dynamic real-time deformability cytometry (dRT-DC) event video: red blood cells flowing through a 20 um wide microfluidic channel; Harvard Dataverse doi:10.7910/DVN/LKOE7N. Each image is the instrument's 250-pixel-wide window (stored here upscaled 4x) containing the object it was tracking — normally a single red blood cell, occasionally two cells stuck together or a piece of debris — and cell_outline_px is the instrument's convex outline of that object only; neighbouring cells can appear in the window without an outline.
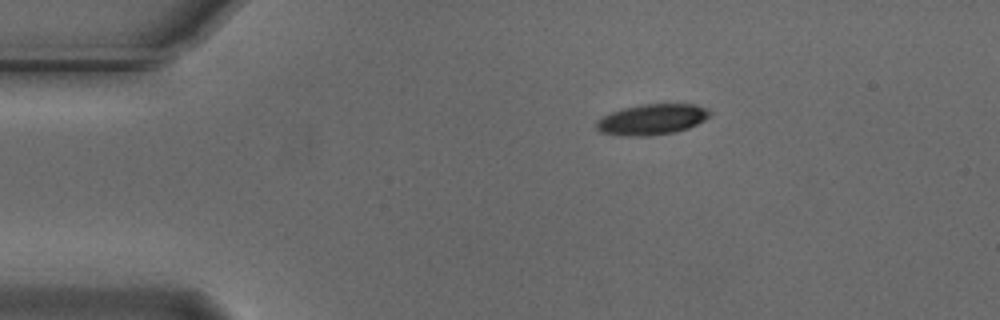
{"species": "Egyptian fruit bat (a non-hibernating species)", "species_latin": "Rousettus aegyptiacus", "temperature_condition": "cold", "stored_images_in_passage": 46, "camera_frame_rate_fps": 3000, "um_per_image_px": 0.085, "animal": {"sex": "male"}, "frame": {"image": 1, "passage_image": 1, "time_ms": 0.0, "image_size_px": [1000, 320], "cell_outline_px": [[712, 116], [688, 128], [676, 132], [648, 136], [620, 136], [600, 132], [596, 128], [596, 120], [612, 112], [624, 108], [644, 104], [696, 104], [708, 108], [712, 112]], "centroid_in_image_um": [55.45, 10.16], "position_along_channel_um": 29.6, "area_um2": 20.46}}
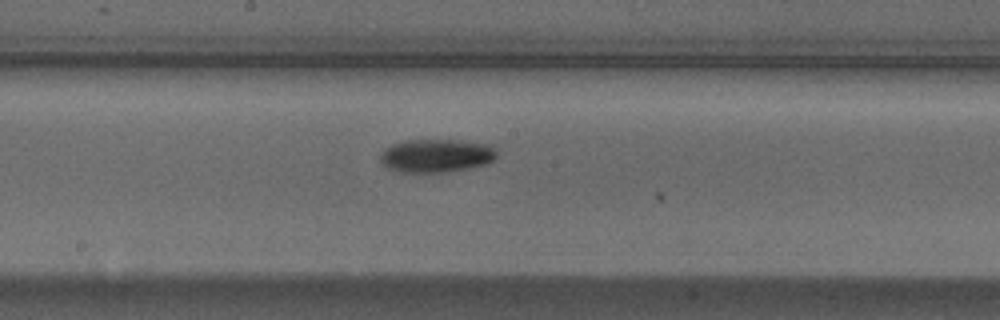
{"frame": {"image": 2, "passage_image": 20, "time_ms": 6.333, "image_size_px": [1000, 320], "cell_outline_px": [[496, 156], [488, 164], [468, 168], [444, 172], [400, 172], [388, 168], [380, 160], [380, 152], [384, 148], [392, 144], [404, 140], [460, 140], [492, 144], [496, 148]], "centroid_in_image_um": [37.09, 13.22], "position_along_channel_um": 211.1, "area_um2": 22.83}}
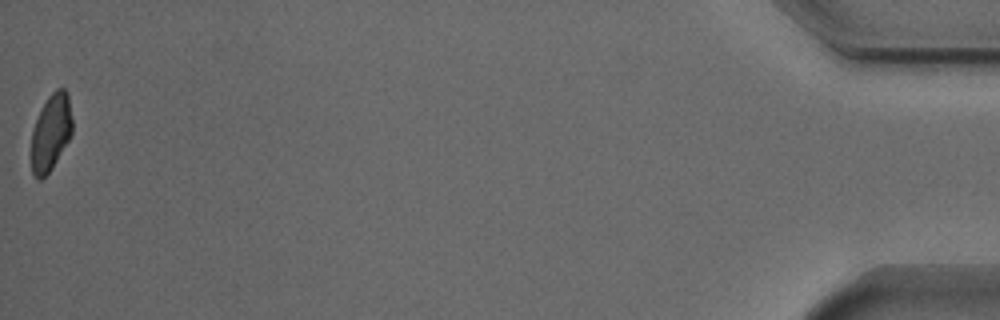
{"frame": {"image": 3, "passage_image": 46, "time_ms": 15.0, "image_size_px": [1000, 320], "cell_outline_px": [[72, 132], [68, 140], [52, 168], [40, 180], [36, 180], [32, 176], [32, 128], [48, 96], [56, 88], [64, 88], [68, 92], [72, 120]], "centroid_in_image_um": [4.33, 11.25], "position_along_channel_um": 430.9, "area_um2": 18.15}, "authors_computed_cell_mechanics": {"area_um2": 20.8369, "velocity_mm_per_s": 3.7195, "shape_relaxation_time_tau1_ms": 4.7937, "shape_relaxation_time_tau2_ms": null, "deformation_change_tau1": 0.1377, "deformation_change_tau2": null}}